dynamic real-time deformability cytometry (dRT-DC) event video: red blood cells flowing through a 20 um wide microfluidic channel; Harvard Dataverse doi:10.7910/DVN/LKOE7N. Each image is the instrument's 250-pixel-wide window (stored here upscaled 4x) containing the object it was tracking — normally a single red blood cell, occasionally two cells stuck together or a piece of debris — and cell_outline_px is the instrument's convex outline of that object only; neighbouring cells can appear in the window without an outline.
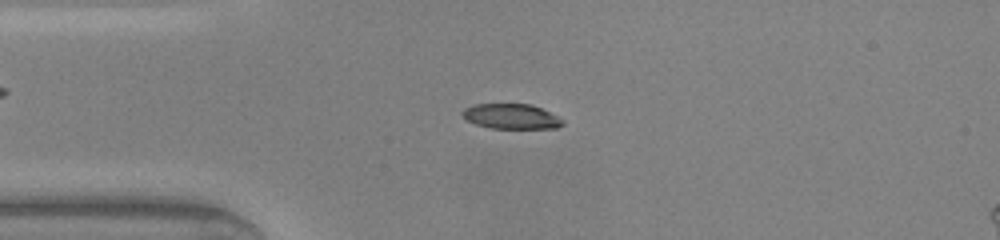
{"species": "common noctule bat (a hibernating species)", "species_latin": "Nyctalus noctula", "temperature_condition": "warm", "stored_images_in_passage": 47, "camera_frame_rate_fps": 3000, "um_per_image_px": 0.085, "animal": {"sex": "male", "body_mass_g": 20.0, "forearm_length_mm": 53.3}, "frame": {"image": 1, "passage_image": 11, "time_ms": 3.333, "image_size_px": [1000, 240], "cell_outline_px": [[564, 124], [556, 128], [492, 128], [476, 124], [468, 120], [460, 112], [464, 108], [472, 104], [532, 104], [564, 120]], "centroid_in_image_um": [43.44, 9.89], "position_along_channel_um": 41.6, "area_um2": 14.51}}
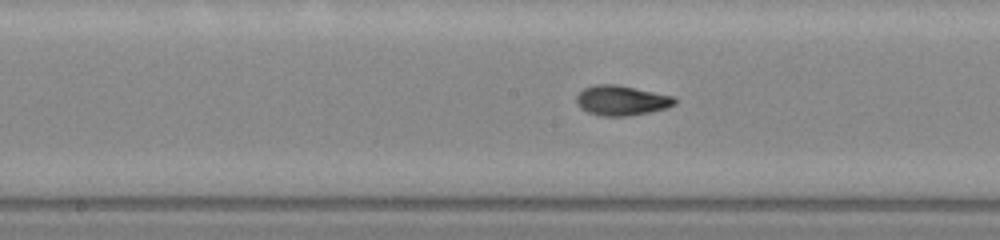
{"frame": {"image": 2, "passage_image": 23, "time_ms": 7.333, "image_size_px": [1000, 240], "cell_outline_px": [[676, 104], [668, 108], [628, 116], [604, 116], [588, 112], [580, 108], [576, 100], [576, 96], [584, 88], [596, 84], [616, 84], [676, 96]], "centroid_in_image_um": [52.86, 8.53], "position_along_channel_um": 195.3, "area_um2": 17.22}}
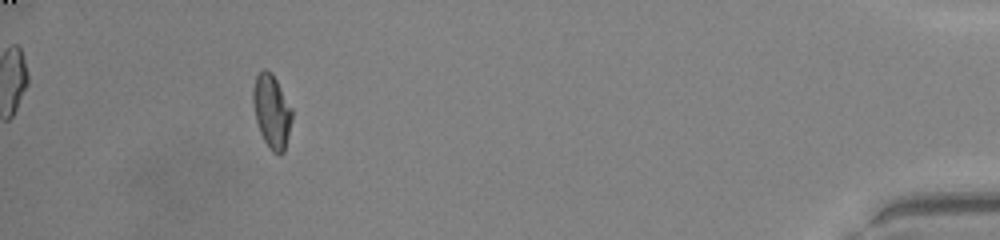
{"frame": {"image": 3, "passage_image": 43, "time_ms": 14.0, "image_size_px": [1000, 240], "cell_outline_px": [[292, 120], [284, 152], [280, 156], [272, 152], [268, 148], [260, 132], [256, 120], [252, 104], [252, 88], [256, 76], [264, 68], [272, 72], [292, 108]], "centroid_in_image_um": [23.09, 9.47], "position_along_channel_um": 412.1, "area_um2": 16.94}, "authors_computed_cell_mechanics": {"area_um2": 16.5308, "velocity_mm_per_s": 4.2968, "shape_relaxation_time_tau1_ms": 7.4965, "shape_relaxation_time_tau2_ms": 1.3215, "deformation_change_tau1": 0.2323, "deformation_change_tau2": 0.0663}}